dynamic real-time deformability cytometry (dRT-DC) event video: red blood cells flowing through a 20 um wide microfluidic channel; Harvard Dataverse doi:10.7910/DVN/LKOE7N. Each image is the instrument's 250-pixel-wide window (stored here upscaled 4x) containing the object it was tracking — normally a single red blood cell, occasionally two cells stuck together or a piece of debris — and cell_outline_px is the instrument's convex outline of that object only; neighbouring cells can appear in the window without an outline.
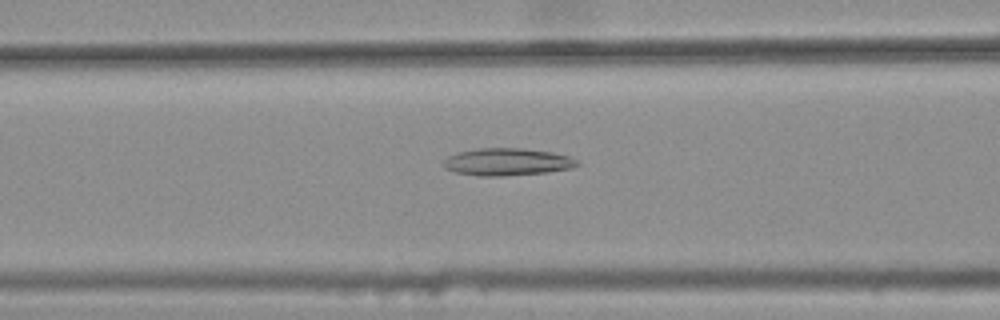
{"species": "common noctule bat (a hibernating species)", "species_latin": "Nyctalus noctula", "temperature_condition": "warm", "stored_images_in_passage": 44, "camera_frame_rate_fps": 3000, "um_per_image_px": 0.085, "animal": {"sex": "female", "body_mass_g": 25.1}, "frame": {"image": 1, "passage_image": 18, "time_ms": 5.667, "image_size_px": [1000, 320], "cell_outline_px": [[580, 164], [568, 168], [548, 172], [504, 176], [480, 176], [456, 172], [444, 168], [444, 160], [448, 156], [456, 152], [476, 148], [524, 148], [552, 152], [568, 156], [580, 160]], "centroid_in_image_um": [43.1, 13.75], "position_along_channel_um": 123.5, "area_um2": 21.39}}
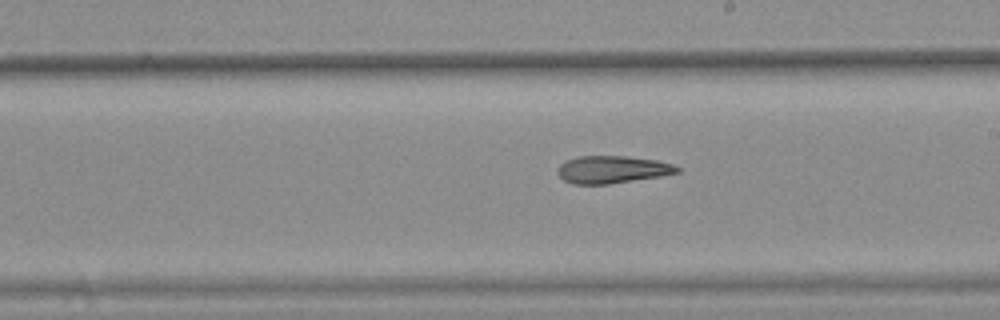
{"frame": {"image": 2, "passage_image": 27, "time_ms": 8.667, "image_size_px": [1000, 320], "cell_outline_px": [[680, 172], [660, 176], [608, 184], [572, 184], [564, 180], [556, 172], [560, 164], [576, 156], [624, 156], [656, 160], [672, 164], [680, 168]], "centroid_in_image_um": [52.02, 14.41], "position_along_channel_um": 237.0, "area_um2": 19.02}}
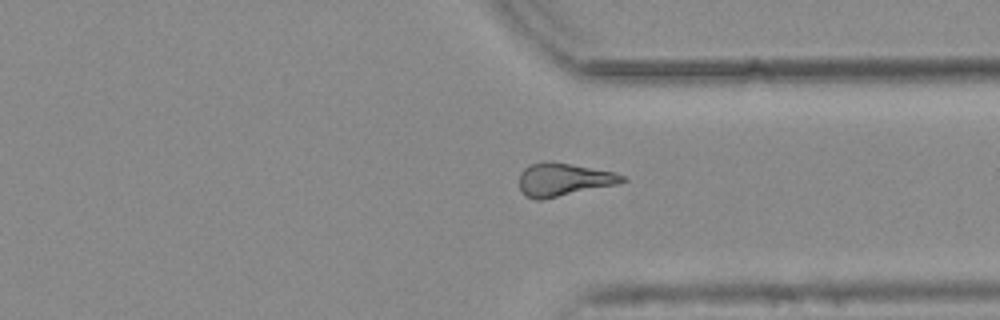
{"frame": {"image": 3, "passage_image": 37, "time_ms": 12.0, "image_size_px": [1000, 320], "cell_outline_px": [[628, 180], [616, 184], [540, 200], [536, 200], [524, 196], [520, 188], [520, 172], [524, 168], [532, 164], [544, 160], [552, 160], [616, 172], [624, 176]], "centroid_in_image_um": [47.88, 15.24], "position_along_channel_um": 363.5, "area_um2": 19.94}, "authors_computed_cell_mechanics": {"area_um2": 20.0855, "velocity_mm_per_s": 3.7958, "shape_relaxation_time_tau1_ms": null, "shape_relaxation_time_tau2_ms": 6.5436, "deformation_change_tau1": null, "deformation_change_tau2": 0.1999}}